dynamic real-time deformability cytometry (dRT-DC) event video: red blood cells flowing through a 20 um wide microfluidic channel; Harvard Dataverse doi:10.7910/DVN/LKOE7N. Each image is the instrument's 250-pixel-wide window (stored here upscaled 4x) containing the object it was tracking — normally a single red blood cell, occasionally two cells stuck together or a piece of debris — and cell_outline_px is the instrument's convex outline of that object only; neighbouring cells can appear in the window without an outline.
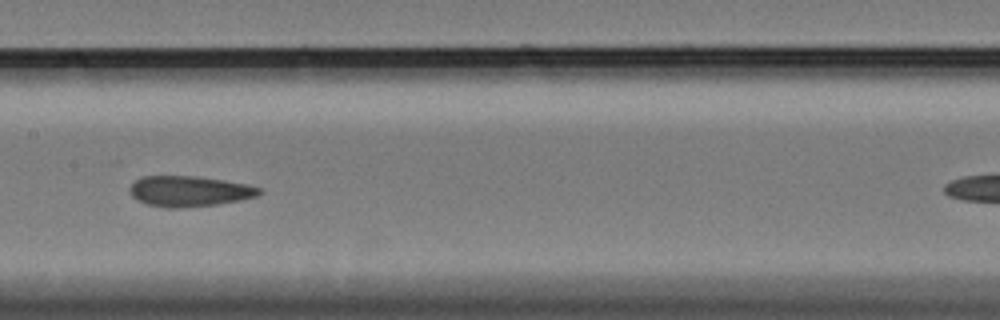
{"species": "Egyptian fruit bat (a non-hibernating species)", "species_latin": "Rousettus aegyptiacus", "temperature_condition": "cold", "stored_images_in_passage": 26, "camera_frame_rate_fps": 3000, "um_per_image_px": 0.085, "animal": {"sex": "female"}, "frame": {"image": 1, "passage_image": 15, "time_ms": 4.667, "image_size_px": [1000, 320], "cell_outline_px": [[260, 192], [256, 196], [240, 200], [216, 204], [180, 208], [164, 208], [148, 204], [136, 200], [132, 196], [128, 188], [136, 180], [144, 176], [196, 176], [224, 180], [244, 184], [260, 188]], "centroid_in_image_um": [16.03, 16.26], "position_along_channel_um": 191.4, "area_um2": 22.89}}